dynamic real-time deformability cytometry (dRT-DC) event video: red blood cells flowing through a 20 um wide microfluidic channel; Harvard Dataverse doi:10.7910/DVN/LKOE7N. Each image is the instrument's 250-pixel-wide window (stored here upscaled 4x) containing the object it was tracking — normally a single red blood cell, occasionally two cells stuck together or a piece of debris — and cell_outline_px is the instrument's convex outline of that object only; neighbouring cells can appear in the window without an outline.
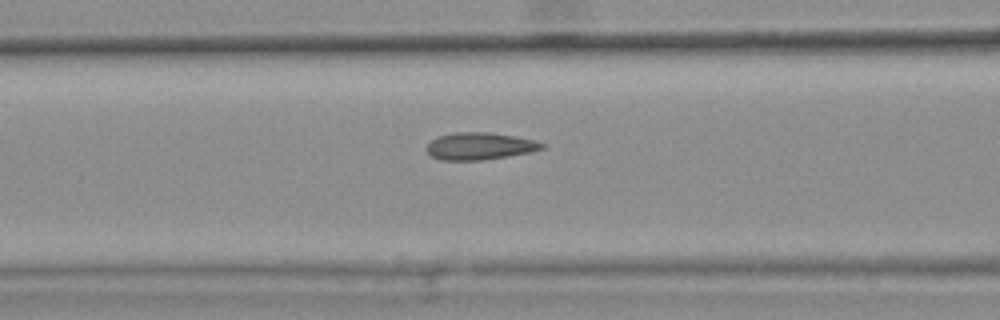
{"species": "common noctule bat (a hibernating species)", "species_latin": "Nyctalus noctula", "temperature_condition": "warm", "stored_images_in_passage": 49, "camera_frame_rate_fps": 3000, "um_per_image_px": 0.085, "animal": {"sex": "female", "body_mass_g": 25.1}, "frame": {"image": 1, "passage_image": 22, "time_ms": 7.0, "image_size_px": [1000, 320], "cell_outline_px": [[544, 148], [528, 152], [508, 156], [480, 160], [440, 160], [432, 156], [424, 148], [432, 140], [440, 136], [452, 132], [488, 132], [516, 136], [536, 140], [544, 144]], "centroid_in_image_um": [40.76, 12.41], "position_along_channel_um": 125.8, "area_um2": 18.21}, "authors_computed_cell_mechanics": {"area_um2": 17.918, "velocity_mm_per_s": 3.7361, "shape_relaxation_time_tau1_ms": null, "shape_relaxation_time_tau2_ms": 2.6402, "deformation_change_tau1": null, "deformation_change_tau2": 0.0681}}